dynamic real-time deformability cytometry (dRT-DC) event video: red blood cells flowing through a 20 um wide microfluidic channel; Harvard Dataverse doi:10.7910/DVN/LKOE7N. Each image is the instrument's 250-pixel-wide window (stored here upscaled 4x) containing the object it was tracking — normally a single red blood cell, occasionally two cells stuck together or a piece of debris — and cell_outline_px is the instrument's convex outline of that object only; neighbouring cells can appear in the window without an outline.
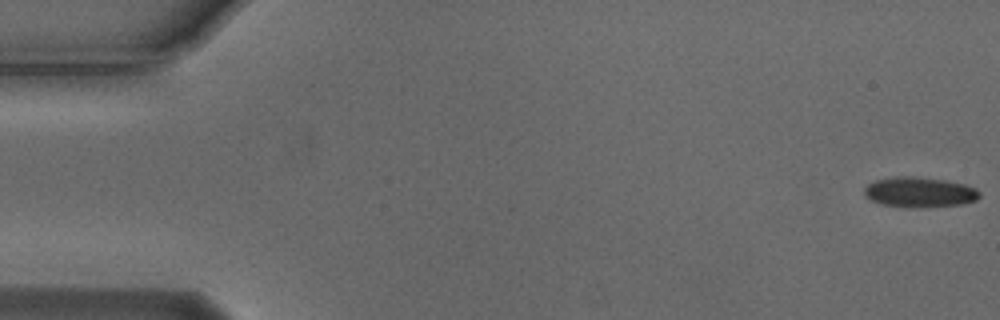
{"species": "Egyptian fruit bat (a non-hibernating species)", "species_latin": "Rousettus aegyptiacus", "temperature_condition": "cold", "stored_images_in_passage": 6, "camera_frame_rate_fps": 3000, "um_per_image_px": 0.085, "animal": {"sex": "male"}, "frame": {"image": 1, "passage_image": 1, "time_ms": 0.0, "image_size_px": [1000, 320], "cell_outline_px": [[980, 196], [976, 200], [960, 204], [912, 208], [904, 208], [880, 204], [864, 196], [864, 188], [868, 184], [876, 180], [896, 176], [912, 176], [944, 180], [964, 184], [976, 188], [980, 192]], "centroid_in_image_um": [78.13, 16.34], "position_along_channel_um": 6.9, "area_um2": 20.35}}